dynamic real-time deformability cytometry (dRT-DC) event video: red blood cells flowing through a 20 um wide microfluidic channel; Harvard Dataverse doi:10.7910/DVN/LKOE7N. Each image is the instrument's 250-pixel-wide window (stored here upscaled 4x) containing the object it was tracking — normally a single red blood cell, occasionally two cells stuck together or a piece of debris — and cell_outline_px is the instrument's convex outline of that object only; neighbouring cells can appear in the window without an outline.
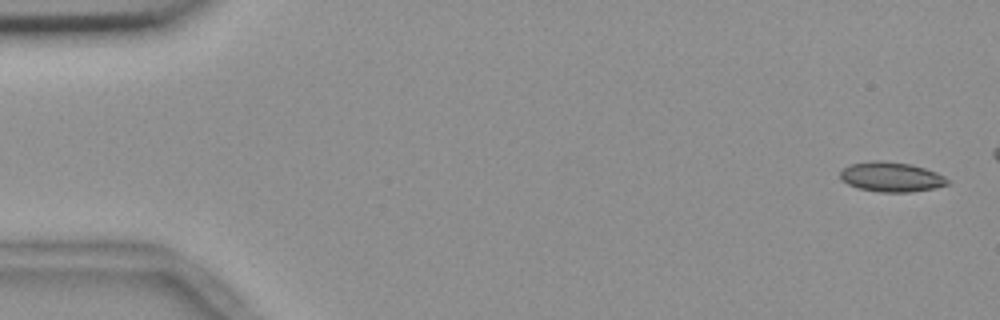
{"species": "common noctule bat (a hibernating species)", "species_latin": "Nyctalus noctula", "temperature_condition": "room temperature", "stored_images_in_passage": 16, "camera_frame_rate_fps": 3000, "um_per_image_px": 0.085, "animal": {"sex": "female", "body_mass_g": 18.4}, "frame": {"image": 1, "passage_image": 1, "time_ms": 0.0, "image_size_px": [1000, 320], "cell_outline_px": [[948, 184], [932, 188], [908, 192], [880, 192], [860, 188], [848, 184], [840, 180], [840, 172], [844, 168], [852, 164], [872, 160], [880, 160], [912, 164], [936, 172], [944, 176], [948, 180]], "centroid_in_image_um": [75.73, 15.03], "position_along_channel_um": 9.3, "area_um2": 18.44}}